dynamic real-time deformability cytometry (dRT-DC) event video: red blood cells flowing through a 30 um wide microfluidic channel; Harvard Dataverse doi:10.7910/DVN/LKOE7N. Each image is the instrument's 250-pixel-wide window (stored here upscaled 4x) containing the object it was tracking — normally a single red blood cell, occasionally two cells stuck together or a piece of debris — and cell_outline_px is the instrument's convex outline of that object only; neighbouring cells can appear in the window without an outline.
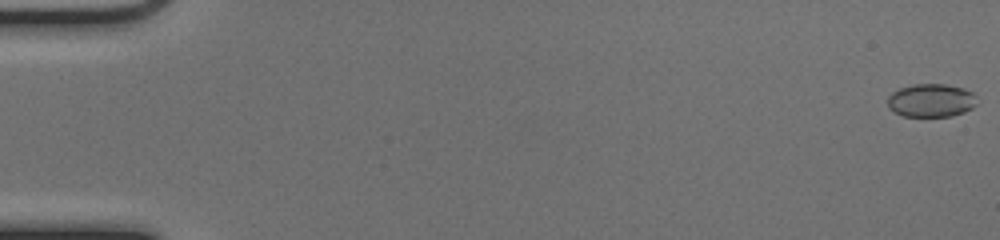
{"species": "common noctule bat (a hibernating species)", "species_latin": "Nyctalus noctula", "temperature_condition": "cold", "stored_images_in_passage": 45, "camera_frame_rate_fps": 3000, "um_per_image_px": 0.085, "animal": {"sex": "female", "body_mass_g": 17.0, "forearm_length_mm": 48.0}, "frame": {"image": 1, "passage_image": 1, "time_ms": 0.0, "image_size_px": [1000, 240], "cell_outline_px": [[976, 104], [972, 108], [964, 112], [952, 116], [904, 116], [888, 108], [888, 96], [892, 92], [900, 88], [912, 84], [944, 84], [964, 88], [972, 92], [976, 96]], "centroid_in_image_um": [79.15, 8.53], "position_along_channel_um": 5.8, "area_um2": 17.34}}
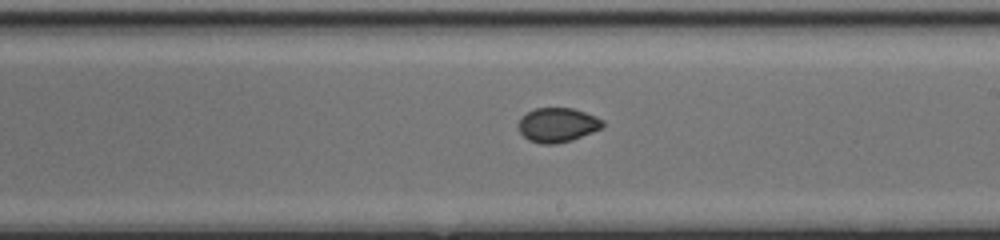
{"frame": {"image": 2, "passage_image": 32, "time_ms": 10.333, "image_size_px": [1000, 240], "cell_outline_px": [[604, 128], [572, 140], [556, 144], [540, 144], [528, 140], [520, 132], [516, 124], [520, 116], [536, 108], [572, 108], [596, 116], [604, 120]], "centroid_in_image_um": [47.38, 10.63], "position_along_channel_um": 241.6, "area_um2": 17.17}}
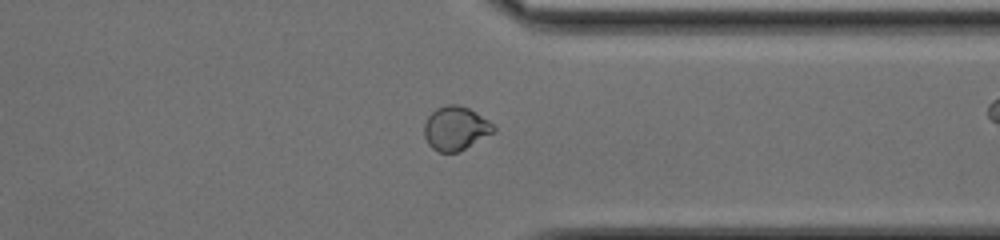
{"frame": {"image": 3, "passage_image": 42, "time_ms": 13.667, "image_size_px": [1000, 240], "cell_outline_px": [[496, 132], [456, 152], [440, 152], [432, 148], [428, 144], [424, 136], [424, 124], [428, 116], [436, 108], [448, 104], [456, 104], [468, 108], [476, 112], [488, 120], [496, 128]], "centroid_in_image_um": [38.72, 10.9], "position_along_channel_um": 372.7, "area_um2": 17.63}}